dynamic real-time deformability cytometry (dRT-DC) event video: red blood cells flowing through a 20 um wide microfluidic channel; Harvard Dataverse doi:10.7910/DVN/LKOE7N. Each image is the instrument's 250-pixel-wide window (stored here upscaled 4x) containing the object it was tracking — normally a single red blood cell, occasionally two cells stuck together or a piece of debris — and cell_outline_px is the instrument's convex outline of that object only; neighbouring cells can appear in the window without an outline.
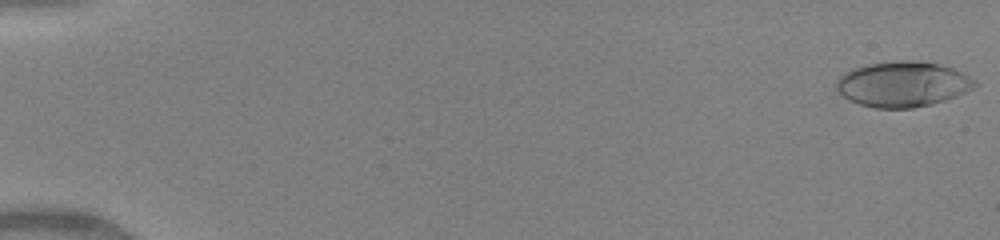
{"species": "human", "species_latin": "Homo sapiens", "temperature_condition": "warm", "stored_images_in_passage": 49, "camera_frame_rate_fps": 3000, "um_per_image_px": 0.085, "donor": {"sex": "female"}, "frame": {"image": 1, "passage_image": 1, "time_ms": 0.0, "image_size_px": [1000, 240], "cell_outline_px": [[976, 84], [972, 88], [956, 96], [932, 104], [912, 108], [876, 108], [860, 104], [848, 100], [836, 88], [836, 80], [844, 72], [852, 68], [868, 64], [900, 60], [916, 60], [940, 64], [952, 68], [968, 76]], "centroid_in_image_um": [76.68, 7.15], "position_along_channel_um": 8.3, "area_um2": 36.36}}
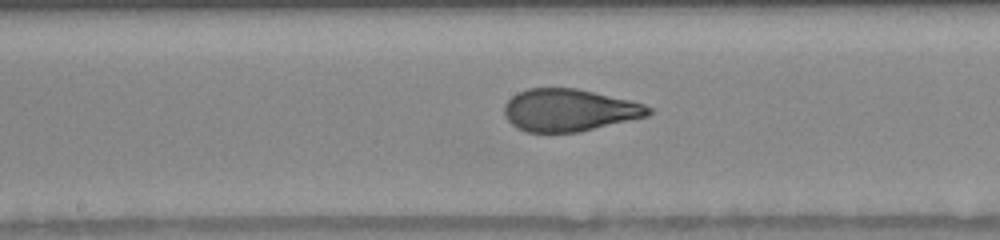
{"frame": {"image": 2, "passage_image": 27, "time_ms": 8.667, "image_size_px": [1000, 240], "cell_outline_px": [[652, 112], [648, 116], [580, 132], [528, 132], [512, 124], [508, 120], [504, 112], [504, 104], [516, 92], [528, 88], [576, 88], [628, 100], [644, 104], [652, 108]], "centroid_in_image_um": [48.38, 9.36], "position_along_channel_um": 199.8, "area_um2": 35.43}}
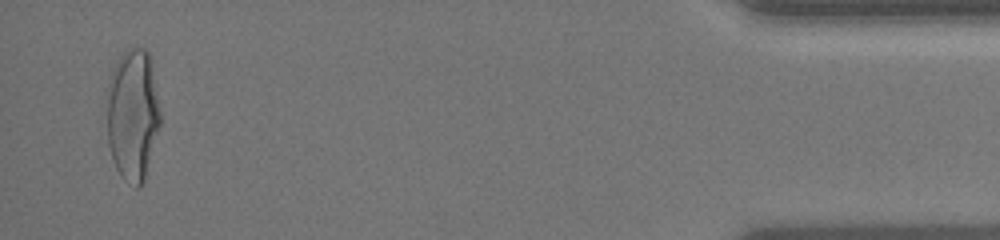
{"frame": {"image": 3, "passage_image": 48, "time_ms": 15.667, "image_size_px": [1000, 240], "cell_outline_px": [[160, 124], [144, 180], [136, 188], [124, 180], [116, 168], [108, 144], [104, 96], [112, 68], [120, 56], [132, 44], [144, 48], [148, 52], [160, 112]], "centroid_in_image_um": [11.22, 9.71], "position_along_channel_um": 424.0, "area_um2": 41.5}, "authors_computed_cell_mechanics": {"area_um2": 35.7782, "velocity_mm_per_s": 4.182, "shape_relaxation_time_tau1_ms": 4.7144, "shape_relaxation_time_tau2_ms": null, "deformation_change_tau1": 0.2349, "deformation_change_tau2": null}}